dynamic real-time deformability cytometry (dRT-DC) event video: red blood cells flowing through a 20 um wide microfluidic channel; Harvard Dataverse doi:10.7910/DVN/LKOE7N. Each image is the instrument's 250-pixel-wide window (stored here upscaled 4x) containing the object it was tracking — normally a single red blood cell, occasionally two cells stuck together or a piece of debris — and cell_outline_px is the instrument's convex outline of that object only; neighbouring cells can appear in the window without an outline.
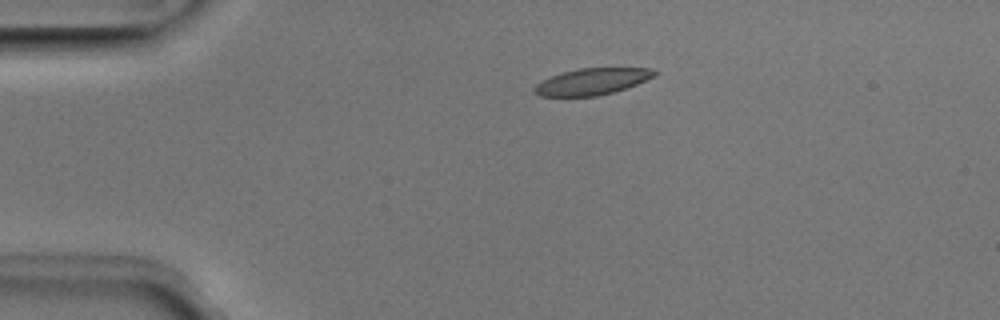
{"species": "Egyptian fruit bat (a non-hibernating species)", "species_latin": "Rousettus aegyptiacus", "temperature_condition": "room temperature", "stored_images_in_passage": 41, "camera_frame_rate_fps": 3000, "um_per_image_px": 0.085, "animal": {"sex": "male"}, "frame": {"image": 1, "passage_image": 1, "time_ms": 0.0, "image_size_px": [1000, 320], "cell_outline_px": [[660, 72], [656, 76], [636, 84], [612, 92], [596, 96], [540, 96], [532, 92], [532, 88], [536, 84], [552, 76], [564, 72], [580, 68], [652, 68]], "centroid_in_image_um": [50.34, 6.93], "position_along_channel_um": 34.7, "area_um2": 18.44}}
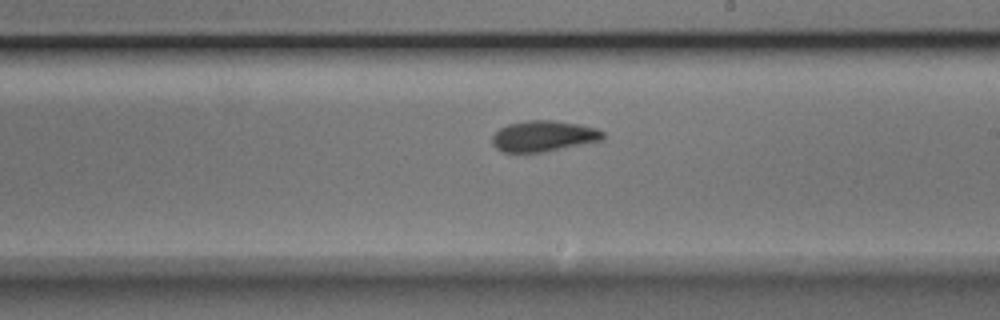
{"frame": {"image": 2, "passage_image": 20, "time_ms": 6.333, "image_size_px": [1000, 320], "cell_outline_px": [[604, 140], [544, 152], [504, 152], [496, 148], [492, 144], [492, 136], [500, 128], [508, 124], [528, 120], [556, 120], [580, 124], [596, 128], [604, 132]], "centroid_in_image_um": [46.22, 11.56], "position_along_channel_um": 242.8, "area_um2": 20.06}}
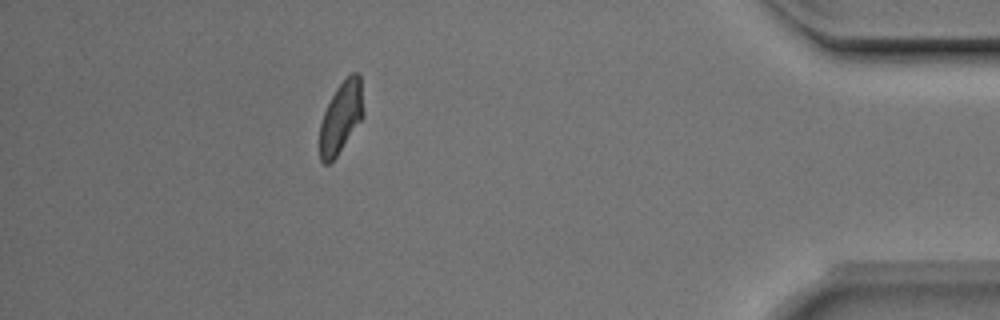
{"frame": {"image": 3, "passage_image": 36, "time_ms": 11.667, "image_size_px": [1000, 320], "cell_outline_px": [[364, 116], [336, 156], [328, 164], [324, 164], [320, 160], [320, 124], [324, 112], [336, 88], [352, 72], [356, 72], [360, 76], [364, 112]], "centroid_in_image_um": [28.99, 9.97], "position_along_channel_um": 406.2, "area_um2": 17.92}, "authors_computed_cell_mechanics": {"area_um2": 19.5364, "velocity_mm_per_s": 3.9685, "shape_relaxation_time_tau1_ms": 3.2836, "shape_relaxation_time_tau2_ms": 1.5754, "deformation_change_tau1": 0.1317, "deformation_change_tau2": 0.0816}}